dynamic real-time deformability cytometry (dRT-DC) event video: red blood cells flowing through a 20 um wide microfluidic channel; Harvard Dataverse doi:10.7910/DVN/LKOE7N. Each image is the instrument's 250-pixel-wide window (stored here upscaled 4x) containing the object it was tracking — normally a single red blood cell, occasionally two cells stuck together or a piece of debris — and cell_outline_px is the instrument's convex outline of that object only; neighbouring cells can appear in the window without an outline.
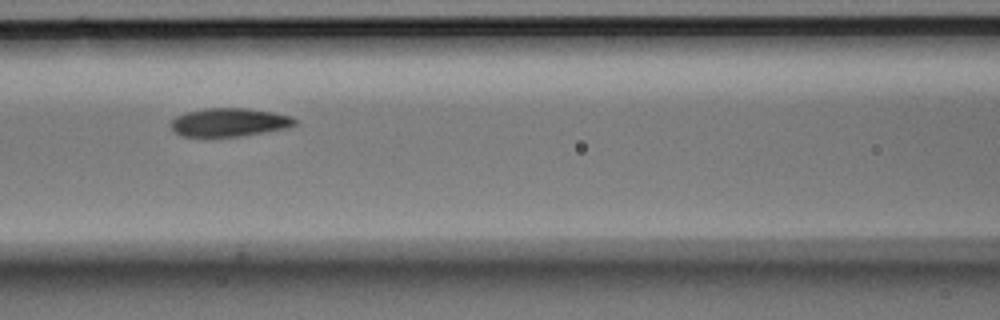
{"species": "Egyptian fruit bat (a non-hibernating species)", "species_latin": "Rousettus aegyptiacus", "temperature_condition": "room temperature", "stored_images_in_passage": 12, "camera_frame_rate_fps": 3000, "um_per_image_px": 0.085, "animal": {"sex": "male"}, "frame": {"image": 1, "passage_image": 4, "time_ms": 1.0, "image_size_px": [1000, 320], "cell_outline_px": [[296, 124], [288, 128], [240, 136], [184, 136], [176, 132], [172, 128], [172, 120], [176, 116], [188, 112], [204, 108], [244, 108], [272, 112], [292, 116], [296, 120]], "centroid_in_image_um": [19.52, 10.39], "position_along_channel_um": 147.1, "area_um2": 20.23}}
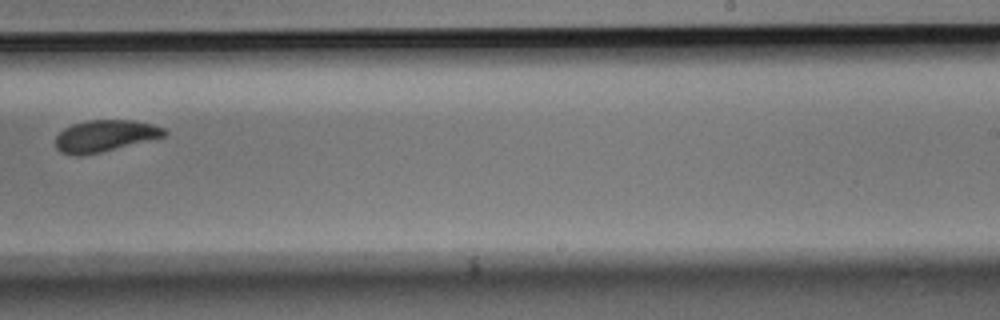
{"frame": {"image": 2, "passage_image": 7, "time_ms": 2.0, "image_size_px": [1000, 320], "cell_outline_px": [[168, 132], [164, 136], [100, 152], [80, 156], [72, 156], [60, 152], [56, 148], [56, 136], [64, 128], [72, 124], [88, 120], [132, 120], [152, 124], [164, 128]], "centroid_in_image_um": [8.87, 11.55], "position_along_channel_um": 280.1, "area_um2": 19.94}}
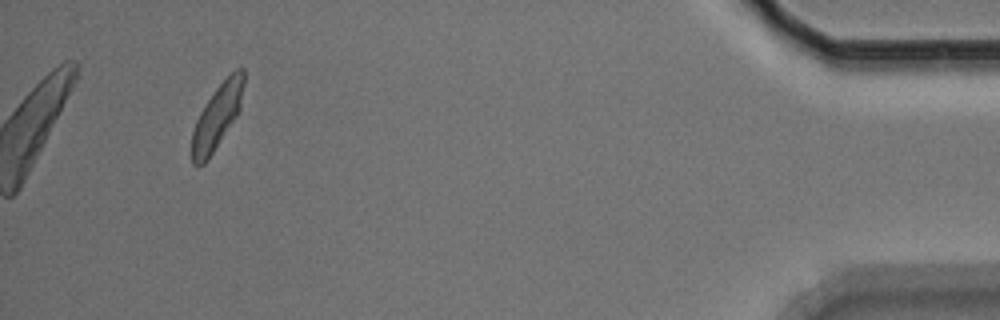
{"frame": {"image": 3, "passage_image": 11, "time_ms": 3.333, "image_size_px": [1000, 320], "cell_outline_px": [[244, 84], [240, 108], [236, 116], [204, 164], [192, 164], [192, 132], [196, 120], [204, 104], [216, 88], [236, 68], [244, 68]], "centroid_in_image_um": [18.45, 9.87], "position_along_channel_um": 416.7, "area_um2": 18.96}}